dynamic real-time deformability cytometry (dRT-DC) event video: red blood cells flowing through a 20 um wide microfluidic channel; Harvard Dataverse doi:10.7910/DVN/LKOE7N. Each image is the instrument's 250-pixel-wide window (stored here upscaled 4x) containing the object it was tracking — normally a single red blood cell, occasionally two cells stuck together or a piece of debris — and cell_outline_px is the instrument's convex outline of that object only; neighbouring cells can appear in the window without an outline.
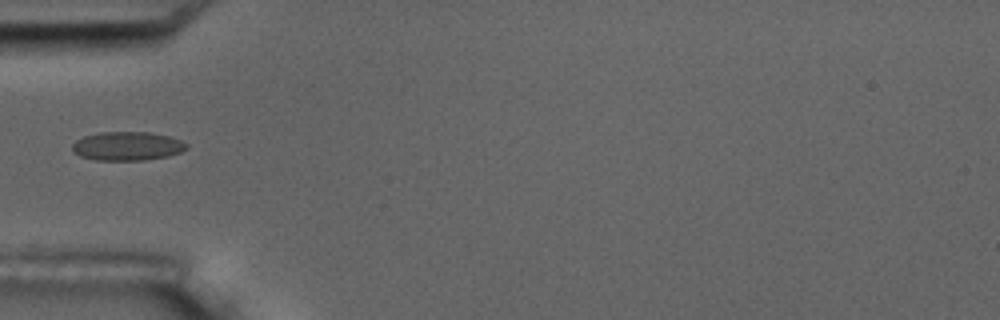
{"species": "common noctule bat (a hibernating species)", "species_latin": "Nyctalus noctula", "temperature_condition": "room temperature", "stored_images_in_passage": 5, "camera_frame_rate_fps": 3000, "um_per_image_px": 0.085, "animal": {"sex": "male", "body_mass_g": 17.5, "forearm_length_mm": 52.3}, "frame": {"image": 1, "passage_image": 5, "time_ms": 5.333, "image_size_px": [1000, 320], "cell_outline_px": [[188, 148], [180, 152], [168, 156], [144, 160], [96, 160], [80, 156], [72, 152], [72, 144], [76, 140], [84, 136], [100, 132], [148, 132], [168, 136], [180, 140], [188, 144]], "centroid_in_image_um": [10.8, 12.42], "position_along_channel_um": 74.2, "area_um2": 19.19}}